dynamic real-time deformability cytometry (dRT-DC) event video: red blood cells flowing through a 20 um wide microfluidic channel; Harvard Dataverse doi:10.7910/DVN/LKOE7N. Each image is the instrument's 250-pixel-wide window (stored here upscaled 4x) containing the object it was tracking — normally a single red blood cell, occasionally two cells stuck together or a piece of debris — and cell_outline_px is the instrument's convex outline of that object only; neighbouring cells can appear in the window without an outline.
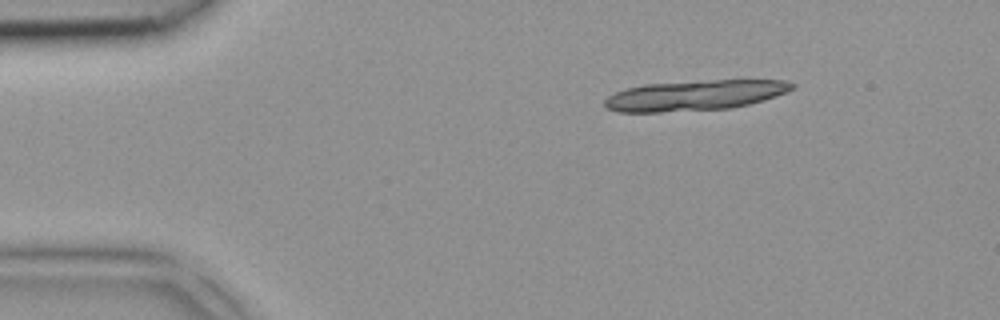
{"species": "common noctule bat (a hibernating species)", "species_latin": "Nyctalus noctula", "temperature_condition": "room temperature", "stored_images_in_passage": 3, "camera_frame_rate_fps": 3000, "um_per_image_px": 0.085, "animal": {"sex": "female", "body_mass_g": 18.4}, "frame": {"image": 1, "passage_image": 1, "time_ms": 0.0, "image_size_px": [1000, 320], "cell_outline_px": [[796, 84], [788, 92], [764, 100], [732, 108], [660, 112], [616, 112], [604, 108], [604, 100], [608, 96], [616, 92], [628, 88], [644, 84], [712, 80], [784, 80]], "centroid_in_image_um": [59.04, 8.11], "position_along_channel_um": 26.0, "area_um2": 33.12}}